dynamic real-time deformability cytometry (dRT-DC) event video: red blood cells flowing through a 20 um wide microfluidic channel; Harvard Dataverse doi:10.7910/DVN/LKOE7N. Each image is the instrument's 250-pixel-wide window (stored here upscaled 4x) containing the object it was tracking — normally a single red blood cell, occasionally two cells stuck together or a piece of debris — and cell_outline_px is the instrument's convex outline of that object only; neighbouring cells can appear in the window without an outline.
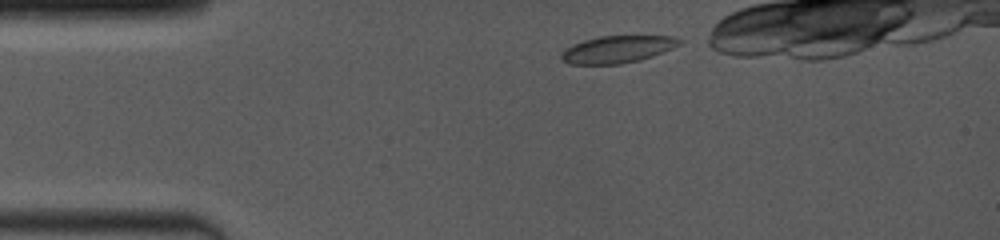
{"species": "common noctule bat (a hibernating species)", "species_latin": "Nyctalus noctula", "temperature_condition": "room temperature", "stored_images_in_passage": 27, "camera_frame_rate_fps": 4000, "um_per_image_px": 0.085, "animal": {"sex": "female", "body_mass_g": 19.0, "forearm_length_mm": 53.3}, "frame": {"image": 1, "passage_image": 1, "time_ms": 0.0, "image_size_px": [1000, 240], "cell_outline_px": [[680, 44], [672, 48], [652, 56], [640, 60], [620, 64], [572, 64], [564, 60], [560, 56], [568, 48], [584, 40], [600, 36], [668, 36], [680, 40]], "centroid_in_image_um": [52.5, 4.19], "position_along_channel_um": 32.5, "area_um2": 18.15}}
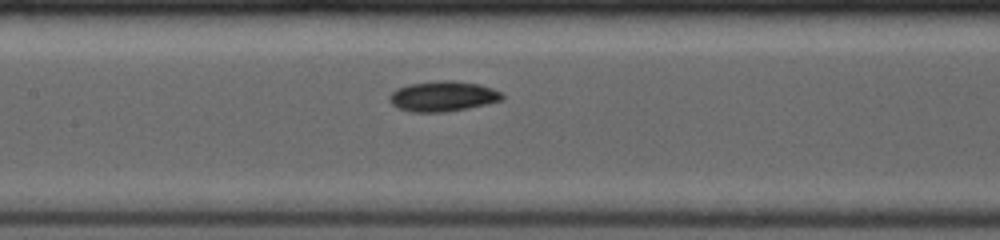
{"frame": {"image": 2, "passage_image": 11, "time_ms": 4.5, "image_size_px": [1000, 240], "cell_outline_px": [[504, 100], [468, 108], [444, 112], [412, 112], [396, 108], [388, 100], [388, 96], [396, 88], [408, 84], [436, 80], [444, 80], [480, 84], [492, 88], [500, 92], [504, 96]], "centroid_in_image_um": [37.61, 8.18], "position_along_channel_um": 169.8, "area_um2": 20.06}}
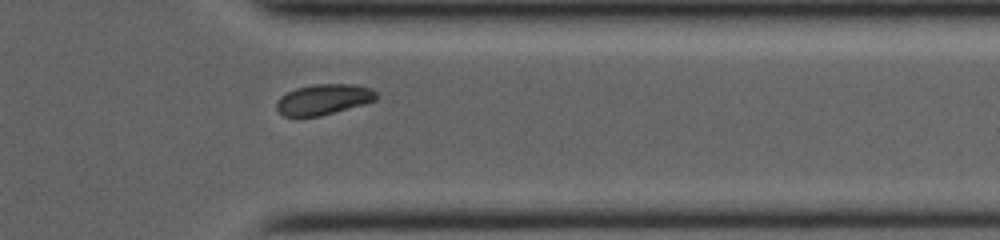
{"frame": {"image": 3, "passage_image": 22, "time_ms": 9.75, "image_size_px": [1000, 240], "cell_outline_px": [[376, 100], [364, 104], [320, 116], [284, 116], [276, 108], [276, 100], [280, 96], [296, 88], [312, 84], [352, 84], [372, 88], [376, 92]], "centroid_in_image_um": [27.49, 8.44], "position_along_channel_um": 383.9, "area_um2": 17.74}, "authors_computed_cell_mechanics": {"area_um2": 18.4382, "velocity_mm_per_s": 4.0655, "shape_relaxation_time_tau1_ms": 3.4649, "shape_relaxation_time_tau2_ms": null, "deformation_change_tau1": 0.076, "deformation_change_tau2": null}}